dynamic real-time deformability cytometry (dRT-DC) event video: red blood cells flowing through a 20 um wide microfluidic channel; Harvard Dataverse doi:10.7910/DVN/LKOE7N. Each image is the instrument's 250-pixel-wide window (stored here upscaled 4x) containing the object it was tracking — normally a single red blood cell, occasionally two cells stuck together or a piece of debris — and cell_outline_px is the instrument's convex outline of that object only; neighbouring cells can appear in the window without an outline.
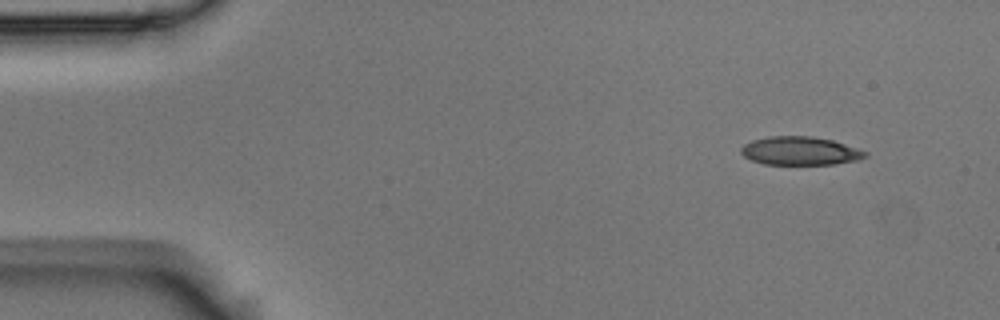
{"species": "Egyptian fruit bat (a non-hibernating species)", "species_latin": "Rousettus aegyptiacus", "temperature_condition": "room temperature", "stored_images_in_passage": 4, "camera_frame_rate_fps": 3000, "um_per_image_px": 0.085, "animal": {"sex": "male"}, "frame": {"image": 1, "passage_image": 1, "time_ms": 0.0, "image_size_px": [1000, 320], "cell_outline_px": [[868, 156], [860, 160], [836, 164], [764, 164], [752, 160], [744, 156], [740, 152], [740, 148], [744, 144], [752, 140], [768, 136], [812, 136], [832, 140], [868, 152]], "centroid_in_image_um": [68.02, 12.82], "position_along_channel_um": 17.0, "area_um2": 20.63}}
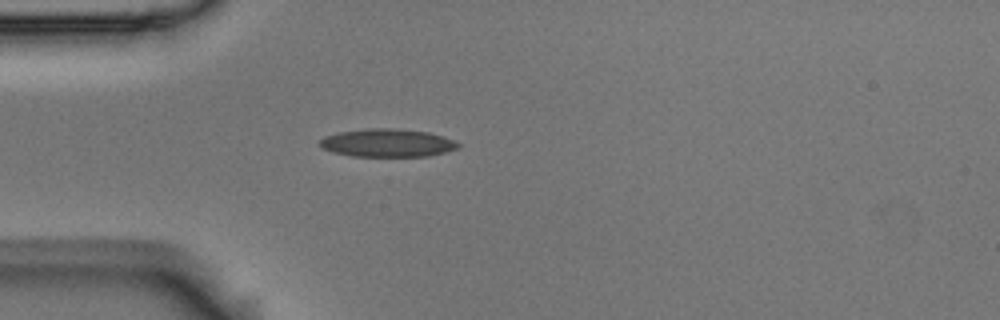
{"frame": {"image": 2, "passage_image": 4, "time_ms": 1.0, "image_size_px": [1000, 320], "cell_outline_px": [[460, 148], [428, 156], [352, 156], [332, 152], [324, 148], [320, 144], [320, 140], [324, 136], [340, 132], [364, 128], [392, 128], [428, 132], [444, 136], [460, 144]], "centroid_in_image_um": [32.94, 12.14], "position_along_channel_um": 52.1, "area_um2": 22.54}}